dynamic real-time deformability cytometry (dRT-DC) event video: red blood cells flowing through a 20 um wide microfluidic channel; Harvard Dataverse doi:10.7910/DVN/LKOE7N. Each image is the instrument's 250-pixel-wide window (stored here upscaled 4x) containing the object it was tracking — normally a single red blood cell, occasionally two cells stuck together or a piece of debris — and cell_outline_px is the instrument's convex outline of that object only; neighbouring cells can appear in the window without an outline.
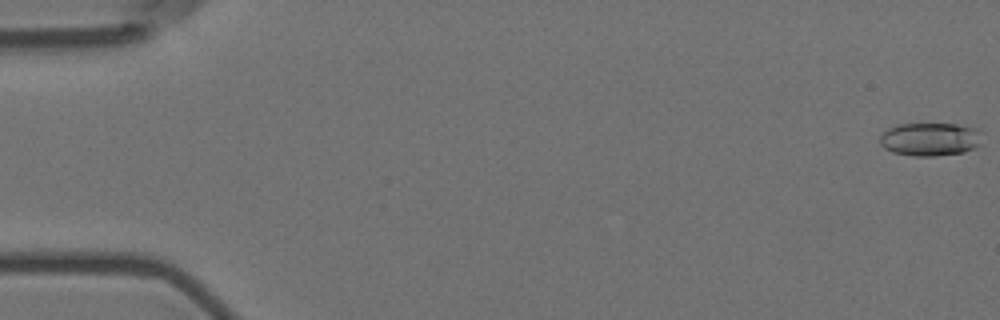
{"species": "Egyptian fruit bat (a non-hibernating species)", "species_latin": "Rousettus aegyptiacus", "temperature_condition": "room temperature", "stored_images_in_passage": 12, "camera_frame_rate_fps": 3000, "um_per_image_px": 0.085, "animal": {"sex": "female"}, "frame": {"image": 1, "passage_image": 1, "time_ms": 0.0, "image_size_px": [1000, 320], "cell_outline_px": [[984, 128], [980, 144], [976, 148], [964, 152], [936, 156], [912, 156], [892, 152], [884, 148], [880, 144], [880, 136], [888, 128], [900, 124], [956, 124]], "centroid_in_image_um": [79.14, 11.83], "position_along_channel_um": 5.9, "area_um2": 20.29}}